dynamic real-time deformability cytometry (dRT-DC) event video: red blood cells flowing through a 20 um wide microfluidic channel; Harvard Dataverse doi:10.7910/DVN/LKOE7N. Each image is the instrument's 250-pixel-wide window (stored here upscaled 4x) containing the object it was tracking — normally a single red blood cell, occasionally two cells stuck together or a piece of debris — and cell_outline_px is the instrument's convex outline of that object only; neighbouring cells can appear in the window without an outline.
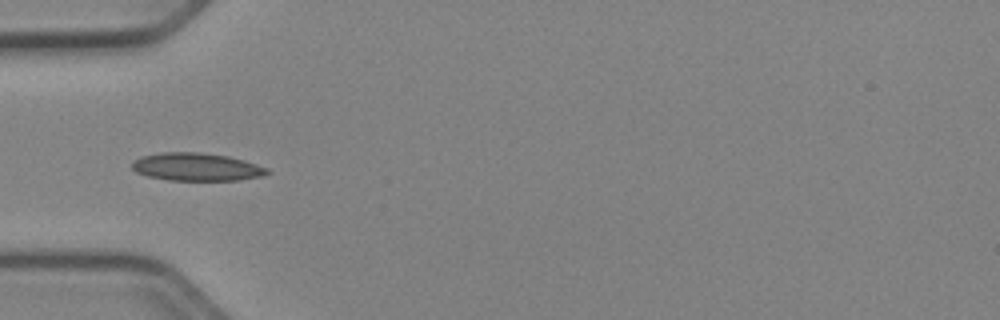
{"species": "Egyptian fruit bat (a non-hibernating species)", "species_latin": "Rousettus aegyptiacus", "temperature_condition": "cold", "stored_images_in_passage": 14, "camera_frame_rate_fps": 3000, "um_per_image_px": 0.085, "animal": {"sex": "female"}, "frame": {"image": 1, "passage_image": 5, "time_ms": 1.333, "image_size_px": [1000, 320], "cell_outline_px": [[272, 172], [264, 176], [240, 180], [168, 180], [148, 176], [136, 172], [132, 168], [132, 160], [140, 156], [160, 152], [200, 152], [228, 156], [244, 160], [268, 168]], "centroid_in_image_um": [16.71, 14.18], "position_along_channel_um": 68.3, "area_um2": 22.2}}
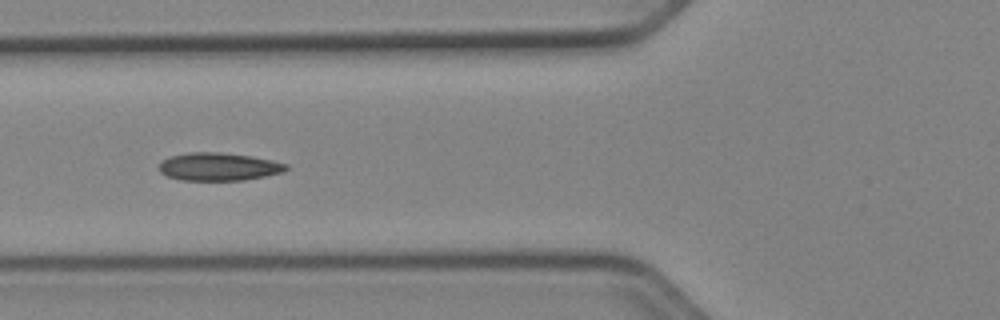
{"frame": {"image": 2, "passage_image": 8, "time_ms": 2.333, "image_size_px": [1000, 320], "cell_outline_px": [[288, 168], [284, 172], [244, 180], [180, 180], [168, 176], [160, 172], [160, 164], [168, 156], [188, 152], [220, 152], [252, 156], [272, 160], [288, 164]], "centroid_in_image_um": [18.6, 14.16], "position_along_channel_um": 107.2, "area_um2": 20.69}}